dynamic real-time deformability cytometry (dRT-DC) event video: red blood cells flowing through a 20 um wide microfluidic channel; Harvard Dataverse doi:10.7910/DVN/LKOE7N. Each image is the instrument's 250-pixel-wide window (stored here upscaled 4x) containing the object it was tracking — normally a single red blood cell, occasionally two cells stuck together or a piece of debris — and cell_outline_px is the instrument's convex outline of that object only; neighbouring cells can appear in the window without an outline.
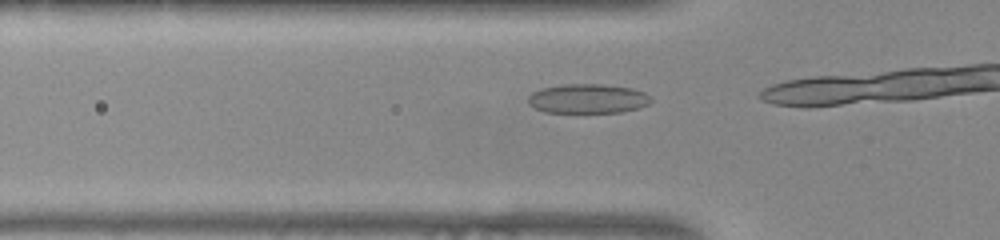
{"species": "common noctule bat (a hibernating species)", "species_latin": "Nyctalus noctula", "temperature_condition": "warm", "stored_images_in_passage": 8, "camera_frame_rate_fps": 3000, "um_per_image_px": 0.085, "animal": {"sex": "female", "body_mass_g": 22.0, "forearm_length_mm": 56.7}, "frame": {"image": 1, "passage_image": 6, "time_ms": 1.667, "image_size_px": [1000, 240], "cell_outline_px": [[652, 100], [648, 104], [640, 108], [620, 112], [544, 112], [528, 104], [528, 96], [532, 92], [540, 88], [560, 84], [600, 84], [632, 88], [644, 92], [652, 96]], "centroid_in_image_um": [49.96, 8.38], "position_along_channel_um": 75.8, "area_um2": 21.21}}